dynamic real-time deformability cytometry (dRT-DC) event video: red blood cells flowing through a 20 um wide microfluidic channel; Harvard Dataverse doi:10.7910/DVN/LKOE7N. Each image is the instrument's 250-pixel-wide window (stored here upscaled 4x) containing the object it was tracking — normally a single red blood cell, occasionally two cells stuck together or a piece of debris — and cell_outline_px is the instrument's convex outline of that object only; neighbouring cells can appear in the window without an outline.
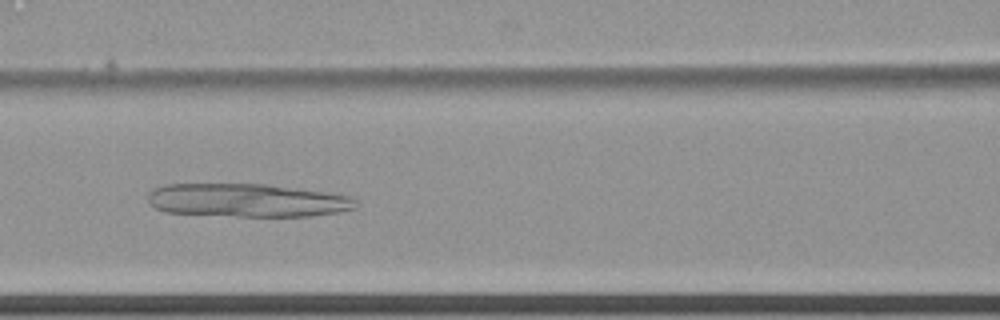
{"species": "common noctule bat (a hibernating species)", "species_latin": "Nyctalus noctula", "temperature_condition": "cold", "stored_images_in_passage": 64, "camera_frame_rate_fps": 3000, "um_per_image_px": 0.085, "animal": {"sex": "female", "body_mass_g": 22.7, "forearm_length_mm": 54.2}, "frame": {"image": 1, "passage_image": 32, "time_ms": 10.333, "image_size_px": [1000, 320], "cell_outline_px": [[356, 208], [340, 212], [312, 216], [236, 216], [164, 212], [148, 204], [148, 192], [152, 188], [164, 184], [264, 184], [328, 192], [352, 196], [356, 200]], "centroid_in_image_um": [20.99, 17.02], "position_along_channel_um": 145.6, "area_um2": 40.69}}
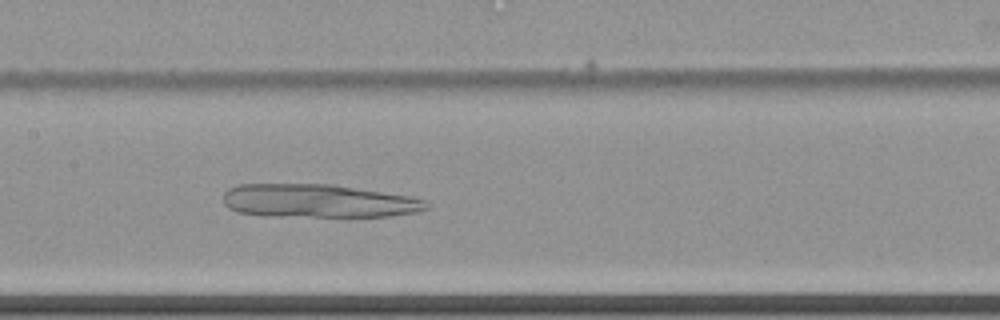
{"frame": {"image": 2, "passage_image": 35, "time_ms": 11.333, "image_size_px": [1000, 320], "cell_outline_px": [[428, 208], [416, 212], [388, 216], [348, 220], [264, 216], [236, 212], [228, 208], [224, 204], [224, 192], [228, 188], [240, 184], [332, 184], [412, 196], [424, 200], [428, 204]], "centroid_in_image_um": [27.07, 17.13], "position_along_channel_um": 180.3, "area_um2": 41.44}}
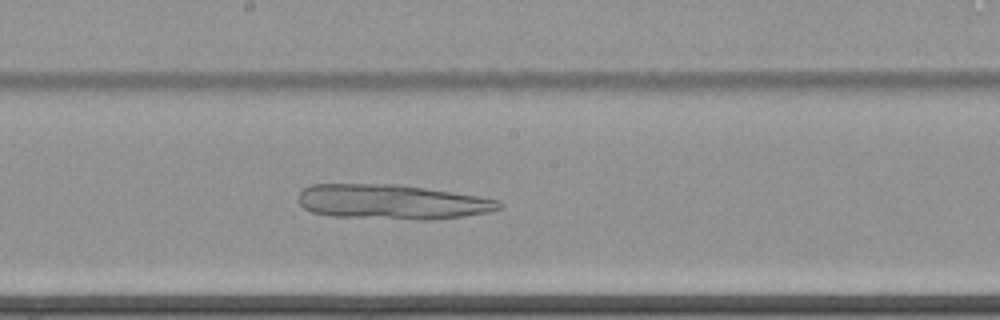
{"frame": {"image": 3, "passage_image": 38, "time_ms": 12.333, "image_size_px": [1000, 320], "cell_outline_px": [[504, 208], [488, 212], [464, 216], [428, 220], [420, 220], [332, 216], [312, 212], [304, 208], [300, 204], [300, 192], [304, 188], [312, 184], [400, 184], [452, 192], [500, 200], [504, 204]], "centroid_in_image_um": [33.36, 17.16], "position_along_channel_um": 214.8, "area_um2": 40.75}}